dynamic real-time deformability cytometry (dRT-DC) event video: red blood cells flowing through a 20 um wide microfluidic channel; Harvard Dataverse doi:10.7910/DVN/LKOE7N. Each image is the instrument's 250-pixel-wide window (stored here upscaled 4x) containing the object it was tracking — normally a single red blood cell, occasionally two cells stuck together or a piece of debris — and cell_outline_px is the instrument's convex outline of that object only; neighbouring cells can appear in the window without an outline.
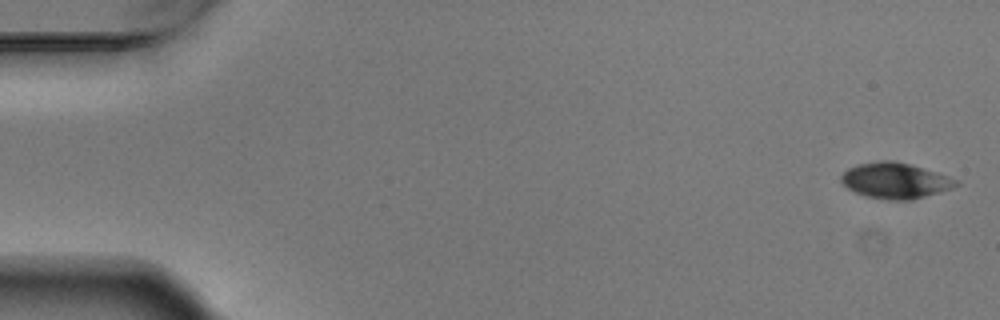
{"species": "Egyptian fruit bat (a non-hibernating species)", "species_latin": "Rousettus aegyptiacus", "temperature_condition": "warm", "stored_images_in_passage": 8, "camera_frame_rate_fps": 3000, "um_per_image_px": 0.085, "animal": {"sex": "male"}, "frame": {"image": 1, "passage_image": 1, "time_ms": 0.0, "image_size_px": [1000, 320], "cell_outline_px": [[960, 184], [952, 188], [924, 196], [908, 200], [888, 200], [868, 196], [856, 192], [848, 188], [840, 180], [840, 176], [848, 168], [860, 164], [880, 160], [896, 160], [936, 172], [960, 180]], "centroid_in_image_um": [76.11, 15.34], "position_along_channel_um": 8.9, "area_um2": 23.7}}
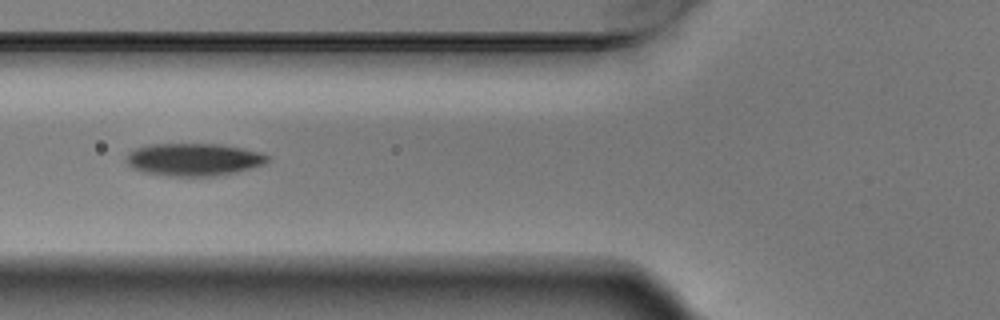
{"frame": {"image": 2, "passage_image": 6, "time_ms": 1.667, "image_size_px": [1000, 320], "cell_outline_px": [[268, 160], [264, 164], [236, 172], [212, 176], [164, 176], [144, 172], [132, 168], [124, 160], [128, 152], [136, 148], [152, 144], [220, 144], [244, 148], [260, 152], [268, 156]], "centroid_in_image_um": [16.43, 13.56], "position_along_channel_um": 109.4, "area_um2": 26.88}}
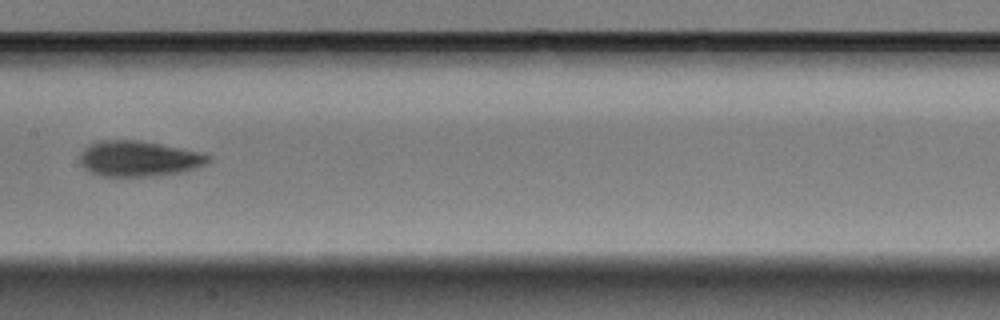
{"frame": {"image": 3, "passage_image": 8, "time_ms": 2.333, "image_size_px": [1000, 320], "cell_outline_px": [[212, 160], [196, 168], [184, 172], [160, 176], [100, 176], [88, 172], [80, 164], [80, 152], [88, 144], [100, 140], [136, 140], [160, 144], [180, 148], [212, 156]], "centroid_in_image_um": [11.76, 13.5], "position_along_channel_um": 195.6, "area_um2": 26.82}}